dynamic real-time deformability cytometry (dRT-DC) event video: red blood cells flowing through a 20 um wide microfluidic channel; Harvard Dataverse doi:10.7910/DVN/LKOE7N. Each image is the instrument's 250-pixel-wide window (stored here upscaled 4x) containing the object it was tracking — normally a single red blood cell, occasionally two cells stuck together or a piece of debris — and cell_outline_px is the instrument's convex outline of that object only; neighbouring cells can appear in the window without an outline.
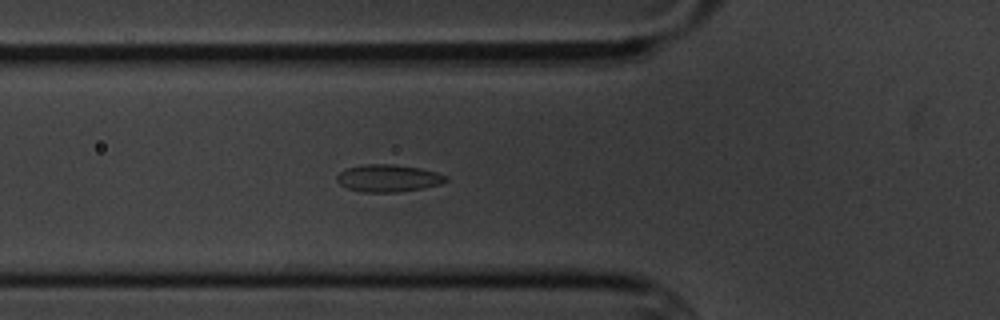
{"species": "common noctule bat (a hibernating species)", "species_latin": "Nyctalus noctula", "temperature_condition": "cold", "stored_images_in_passage": 2, "camera_frame_rate_fps": 3000, "um_per_image_px": 0.085, "animal": {"sex": "male", "body_mass_g": 20.1, "forearm_length_mm": 53.5}, "frame": {"image": 1, "passage_image": 2, "time_ms": 1.0, "image_size_px": [1000, 320], "cell_outline_px": [[448, 180], [440, 184], [424, 188], [400, 192], [360, 192], [348, 188], [340, 184], [336, 180], [336, 176], [344, 168], [364, 164], [392, 164], [420, 168], [436, 172], [448, 176]], "centroid_in_image_um": [32.99, 15.14], "position_along_channel_um": 92.8, "area_um2": 17.51}}